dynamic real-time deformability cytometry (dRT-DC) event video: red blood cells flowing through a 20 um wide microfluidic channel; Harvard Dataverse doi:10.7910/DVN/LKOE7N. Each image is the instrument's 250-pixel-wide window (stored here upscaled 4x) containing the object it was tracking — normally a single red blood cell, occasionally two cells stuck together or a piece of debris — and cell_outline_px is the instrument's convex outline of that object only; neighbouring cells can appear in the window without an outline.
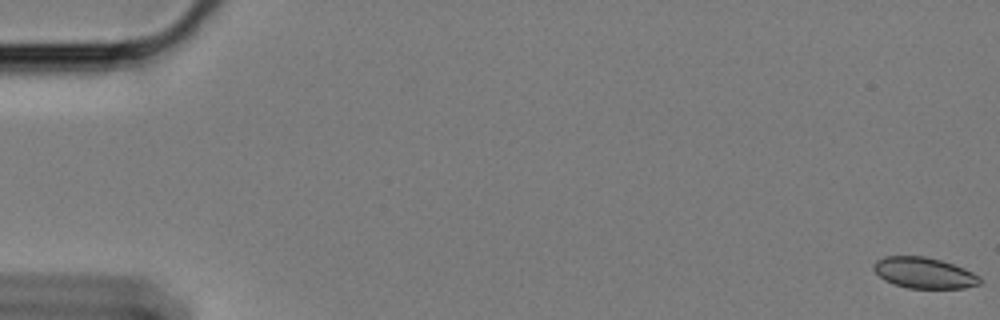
{"species": "Egyptian fruit bat (a non-hibernating species)", "species_latin": "Rousettus aegyptiacus", "temperature_condition": "cold", "stored_images_in_passage": 61, "camera_frame_rate_fps": 3000, "um_per_image_px": 0.085, "animal": {"sex": "female"}, "frame": {"image": 1, "passage_image": 1, "time_ms": 0.0, "image_size_px": [1000, 320], "cell_outline_px": [[980, 284], [964, 288], [908, 288], [892, 284], [884, 280], [872, 268], [872, 264], [876, 260], [884, 256], [924, 256], [940, 260], [964, 268], [980, 276]], "centroid_in_image_um": [78.51, 23.19], "position_along_channel_um": 6.5, "area_um2": 19.19}}
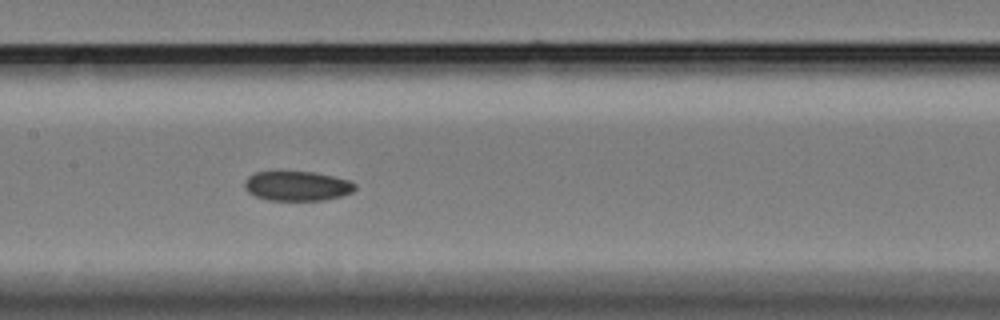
{"frame": {"image": 2, "passage_image": 30, "time_ms": 9.667, "image_size_px": [1000, 320], "cell_outline_px": [[356, 188], [352, 192], [340, 196], [320, 200], [268, 200], [256, 196], [248, 192], [244, 188], [244, 180], [248, 176], [256, 172], [316, 172], [348, 180], [356, 184]], "centroid_in_image_um": [25.23, 15.8], "position_along_channel_um": 182.2, "area_um2": 18.96}}
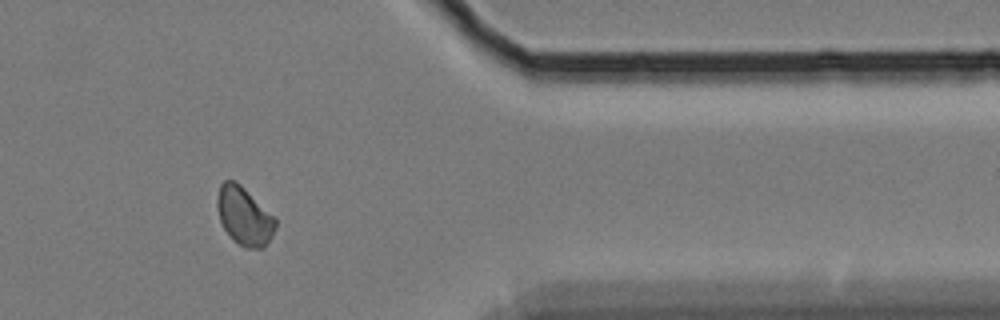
{"frame": {"image": 3, "passage_image": 50, "time_ms": 16.333, "image_size_px": [1000, 320], "cell_outline_px": [[276, 228], [272, 236], [264, 248], [244, 248], [224, 228], [220, 220], [216, 208], [216, 200], [220, 184], [224, 180], [232, 180], [240, 184], [276, 216]], "centroid_in_image_um": [20.78, 18.34], "position_along_channel_um": 390.6, "area_um2": 19.83}}